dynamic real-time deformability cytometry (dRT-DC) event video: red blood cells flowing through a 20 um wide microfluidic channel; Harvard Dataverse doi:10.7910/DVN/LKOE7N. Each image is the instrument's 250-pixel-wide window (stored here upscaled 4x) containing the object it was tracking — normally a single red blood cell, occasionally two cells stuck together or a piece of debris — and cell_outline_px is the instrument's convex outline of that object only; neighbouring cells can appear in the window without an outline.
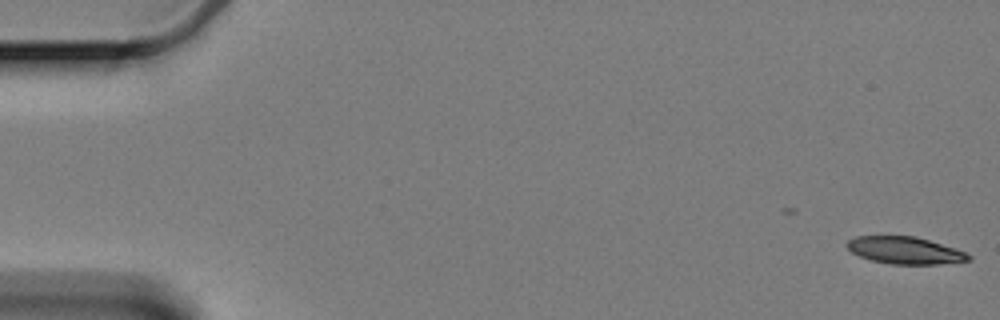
{"species": "Egyptian fruit bat (a non-hibernating species)", "species_latin": "Rousettus aegyptiacus", "temperature_condition": "cold", "stored_images_in_passage": 2, "camera_frame_rate_fps": 3000, "um_per_image_px": 0.085, "animal": {"sex": "female"}, "frame": {"image": 1, "passage_image": 2, "time_ms": 0.333, "image_size_px": [1000, 320], "cell_outline_px": [[972, 260], [936, 264], [892, 264], [872, 260], [860, 256], [852, 252], [844, 244], [848, 240], [856, 236], [916, 236], [956, 248], [972, 256]], "centroid_in_image_um": [76.92, 21.27], "position_along_channel_um": 8.1, "area_um2": 19.19}}